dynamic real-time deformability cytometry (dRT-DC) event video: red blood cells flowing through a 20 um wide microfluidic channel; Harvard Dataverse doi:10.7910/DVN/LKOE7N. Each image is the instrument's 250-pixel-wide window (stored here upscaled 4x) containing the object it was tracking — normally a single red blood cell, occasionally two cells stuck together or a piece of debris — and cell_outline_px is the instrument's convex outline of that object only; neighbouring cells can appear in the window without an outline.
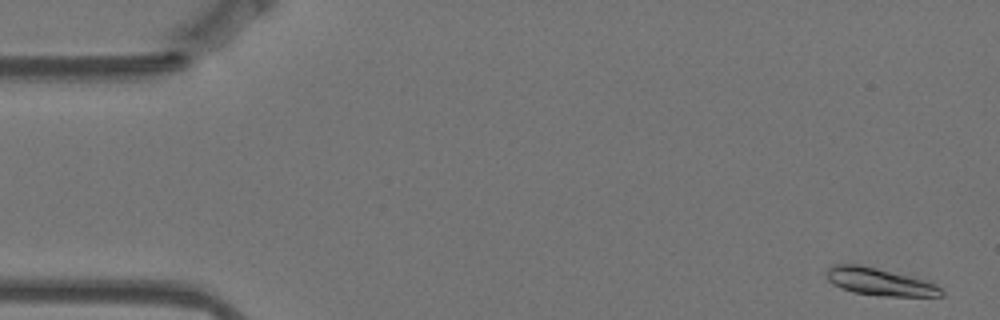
{"species": "Egyptian fruit bat (a non-hibernating species)", "species_latin": "Rousettus aegyptiacus", "temperature_condition": "warm", "stored_images_in_passage": 57, "camera_frame_rate_fps": 3000, "um_per_image_px": 0.085, "animal": {"sex": "female"}, "frame": {"image": 1, "passage_image": 1, "time_ms": 0.0, "image_size_px": [1000, 320], "cell_outline_px": [[944, 296], [884, 296], [852, 292], [840, 288], [828, 280], [824, 276], [824, 272], [832, 264], [860, 264], [876, 268], [920, 280], [932, 284], [940, 288], [944, 292]], "centroid_in_image_um": [74.64, 23.95], "position_along_channel_um": 10.4, "area_um2": 17.98}}
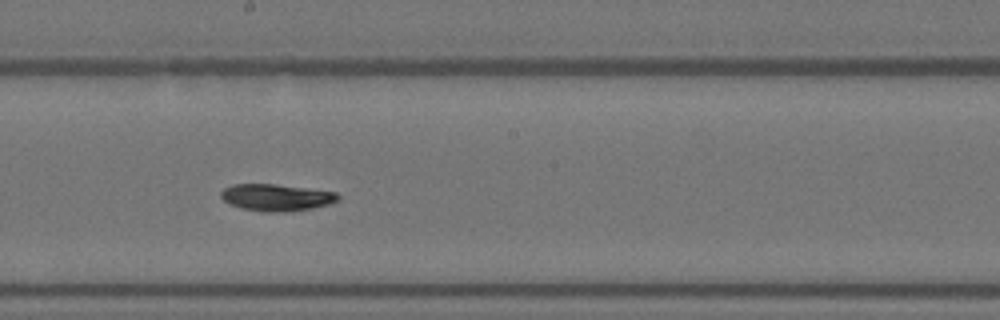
{"frame": {"image": 2, "passage_image": 30, "time_ms": 9.667, "image_size_px": [1000, 320], "cell_outline_px": [[340, 196], [336, 200], [328, 204], [312, 208], [284, 212], [264, 212], [240, 208], [224, 200], [220, 196], [220, 192], [224, 188], [232, 184], [276, 184], [336, 192]], "centroid_in_image_um": [23.45, 16.78], "position_along_channel_um": 224.7, "area_um2": 18.21}}
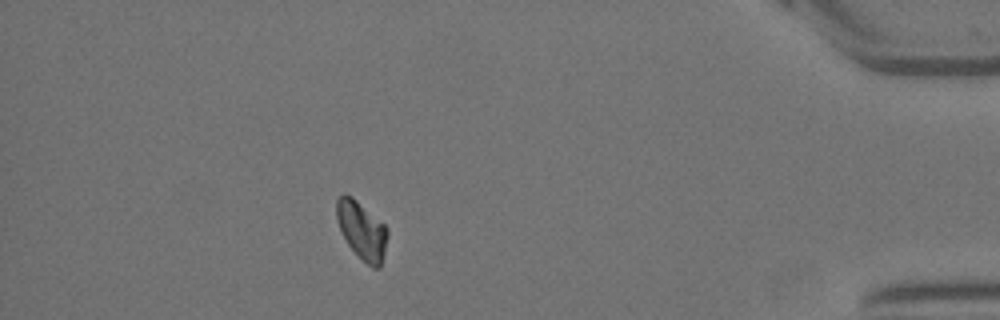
{"frame": {"image": 3, "passage_image": 50, "time_ms": 16.333, "image_size_px": [1000, 320], "cell_outline_px": [[388, 236], [380, 268], [372, 268], [348, 244], [336, 220], [336, 200], [344, 192], [352, 196], [384, 224], [388, 228]], "centroid_in_image_um": [30.75, 19.54], "position_along_channel_um": 404.4, "area_um2": 16.94}, "authors_computed_cell_mechanics": {"area_um2": 18.0336, "velocity_mm_per_s": 3.4707, "shape_relaxation_time_tau1_ms": 3.5742, "shape_relaxation_time_tau2_ms": 1.5813, "deformation_change_tau1": 0.1159, "deformation_change_tau2": 0.0312}}